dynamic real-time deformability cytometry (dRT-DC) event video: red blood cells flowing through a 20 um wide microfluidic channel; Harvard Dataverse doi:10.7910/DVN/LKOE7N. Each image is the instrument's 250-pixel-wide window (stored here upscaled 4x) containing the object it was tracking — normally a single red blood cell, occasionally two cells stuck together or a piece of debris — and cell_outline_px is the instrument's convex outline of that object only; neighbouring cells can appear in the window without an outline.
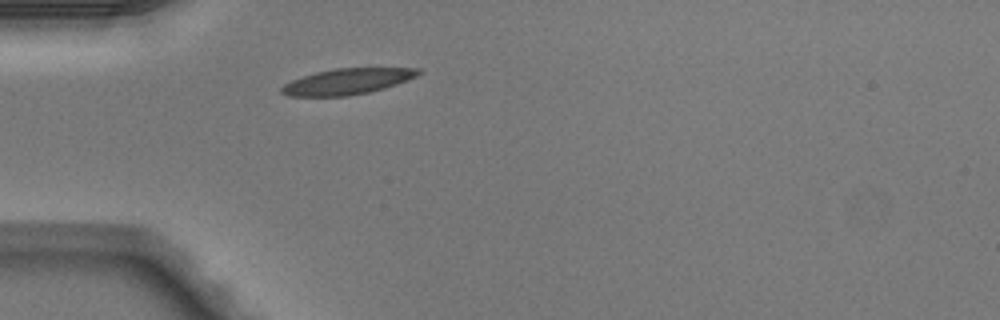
{"species": "Egyptian fruit bat (a non-hibernating species)", "species_latin": "Rousettus aegyptiacus", "temperature_condition": "warm", "stored_images_in_passage": 36, "camera_frame_rate_fps": 3000, "um_per_image_px": 0.085, "animal": {"sex": "male"}, "frame": {"image": 1, "passage_image": 1, "time_ms": 0.0, "image_size_px": [1000, 320], "cell_outline_px": [[420, 72], [416, 76], [396, 84], [384, 88], [368, 92], [348, 96], [288, 96], [280, 92], [280, 88], [284, 84], [292, 80], [316, 72], [336, 68], [420, 68]], "centroid_in_image_um": [29.48, 6.93], "position_along_channel_um": 55.5, "area_um2": 20.4}}
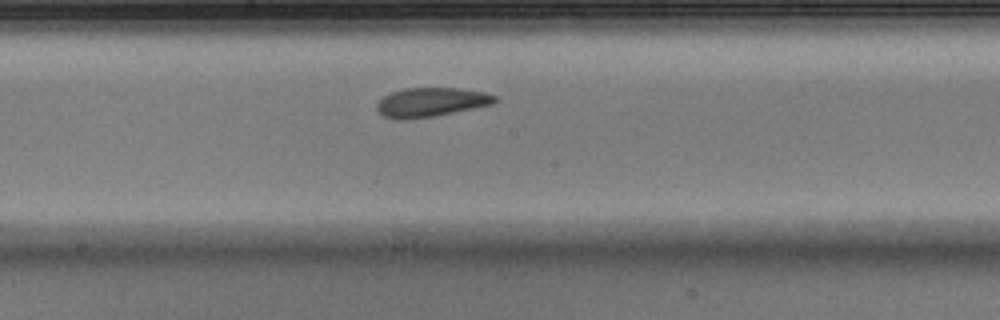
{"frame": {"image": 2, "passage_image": 13, "time_ms": 4.0, "image_size_px": [1000, 320], "cell_outline_px": [[496, 100], [492, 104], [432, 116], [408, 120], [396, 120], [384, 116], [376, 108], [376, 104], [384, 96], [392, 92], [404, 88], [460, 88], [484, 92], [496, 96]], "centroid_in_image_um": [36.59, 8.69], "position_along_channel_um": 211.6, "area_um2": 19.83}}
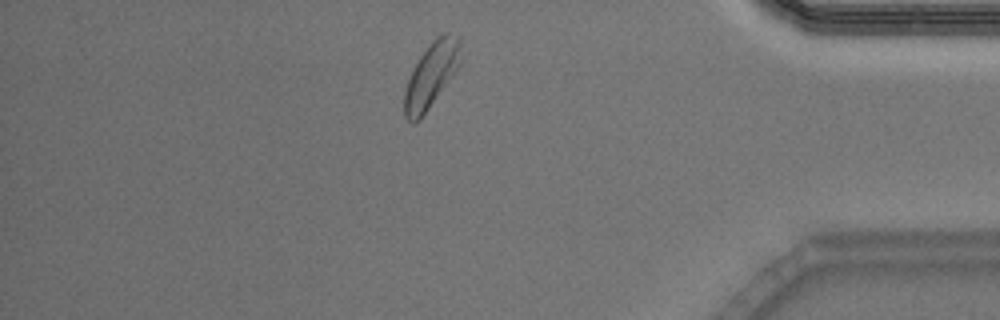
{"frame": {"image": 3, "passage_image": 29, "time_ms": 9.333, "image_size_px": [1000, 320], "cell_outline_px": [[460, 64], [420, 120], [416, 124], [412, 124], [404, 116], [404, 92], [408, 80], [420, 56], [432, 40], [436, 36], [444, 32], [448, 32], [460, 36]], "centroid_in_image_um": [36.65, 6.37], "position_along_channel_um": 398.6, "area_um2": 21.15}, "authors_computed_cell_mechanics": {"area_um2": 20.6057, "velocity_mm_per_s": 4.0908, "shape_relaxation_time_tau1_ms": 6.2897, "shape_relaxation_time_tau2_ms": 2.552, "deformation_change_tau1": 0.1501, "deformation_change_tau2": 0.0921}}